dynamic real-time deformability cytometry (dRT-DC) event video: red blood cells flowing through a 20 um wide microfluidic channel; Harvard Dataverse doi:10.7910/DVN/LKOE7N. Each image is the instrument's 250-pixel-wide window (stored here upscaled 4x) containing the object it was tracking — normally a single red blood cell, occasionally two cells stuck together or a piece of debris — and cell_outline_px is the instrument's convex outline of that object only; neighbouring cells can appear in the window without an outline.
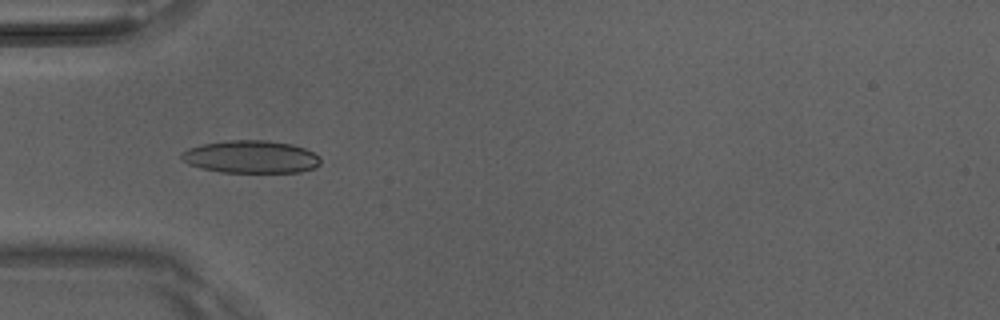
{"species": "Egyptian fruit bat (a non-hibernating species)", "species_latin": "Rousettus aegyptiacus", "temperature_condition": "room temperature", "stored_images_in_passage": 8, "camera_frame_rate_fps": 3000, "um_per_image_px": 0.085, "animal": {"sex": "male"}, "frame": {"image": 1, "passage_image": 5, "time_ms": 1.333, "image_size_px": [1000, 320], "cell_outline_px": [[320, 164], [312, 168], [300, 172], [220, 172], [200, 168], [188, 164], [180, 156], [188, 148], [204, 144], [228, 140], [268, 140], [292, 144], [304, 148], [320, 156]], "centroid_in_image_um": [21.34, 13.33], "position_along_channel_um": 63.7, "area_um2": 26.36}}